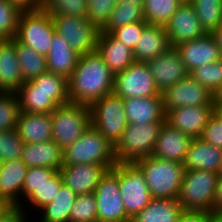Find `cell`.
Returning <instances> with one entry per match:
<instances>
[{"instance_id": "43", "label": "cell", "mask_w": 222, "mask_h": 222, "mask_svg": "<svg viewBox=\"0 0 222 222\" xmlns=\"http://www.w3.org/2000/svg\"><path fill=\"white\" fill-rule=\"evenodd\" d=\"M21 11L6 0H0V40L15 38Z\"/></svg>"}, {"instance_id": "14", "label": "cell", "mask_w": 222, "mask_h": 222, "mask_svg": "<svg viewBox=\"0 0 222 222\" xmlns=\"http://www.w3.org/2000/svg\"><path fill=\"white\" fill-rule=\"evenodd\" d=\"M164 27L173 48L206 34L189 2H183Z\"/></svg>"}, {"instance_id": "2", "label": "cell", "mask_w": 222, "mask_h": 222, "mask_svg": "<svg viewBox=\"0 0 222 222\" xmlns=\"http://www.w3.org/2000/svg\"><path fill=\"white\" fill-rule=\"evenodd\" d=\"M135 164L144 173L152 198L177 199L183 181V163L148 156Z\"/></svg>"}, {"instance_id": "54", "label": "cell", "mask_w": 222, "mask_h": 222, "mask_svg": "<svg viewBox=\"0 0 222 222\" xmlns=\"http://www.w3.org/2000/svg\"><path fill=\"white\" fill-rule=\"evenodd\" d=\"M213 102H222V85L213 95Z\"/></svg>"}, {"instance_id": "11", "label": "cell", "mask_w": 222, "mask_h": 222, "mask_svg": "<svg viewBox=\"0 0 222 222\" xmlns=\"http://www.w3.org/2000/svg\"><path fill=\"white\" fill-rule=\"evenodd\" d=\"M55 31L62 35L69 46L80 56L97 50L100 30L88 18L51 15Z\"/></svg>"}, {"instance_id": "1", "label": "cell", "mask_w": 222, "mask_h": 222, "mask_svg": "<svg viewBox=\"0 0 222 222\" xmlns=\"http://www.w3.org/2000/svg\"><path fill=\"white\" fill-rule=\"evenodd\" d=\"M114 74L97 51L79 56L76 68L68 79L70 103L90 106L113 92Z\"/></svg>"}, {"instance_id": "53", "label": "cell", "mask_w": 222, "mask_h": 222, "mask_svg": "<svg viewBox=\"0 0 222 222\" xmlns=\"http://www.w3.org/2000/svg\"><path fill=\"white\" fill-rule=\"evenodd\" d=\"M11 207V205L3 200L0 199V218L5 214V212Z\"/></svg>"}, {"instance_id": "16", "label": "cell", "mask_w": 222, "mask_h": 222, "mask_svg": "<svg viewBox=\"0 0 222 222\" xmlns=\"http://www.w3.org/2000/svg\"><path fill=\"white\" fill-rule=\"evenodd\" d=\"M214 106H186L169 110L165 122L192 139L200 138Z\"/></svg>"}, {"instance_id": "19", "label": "cell", "mask_w": 222, "mask_h": 222, "mask_svg": "<svg viewBox=\"0 0 222 222\" xmlns=\"http://www.w3.org/2000/svg\"><path fill=\"white\" fill-rule=\"evenodd\" d=\"M192 138L164 122L152 156L183 163Z\"/></svg>"}, {"instance_id": "46", "label": "cell", "mask_w": 222, "mask_h": 222, "mask_svg": "<svg viewBox=\"0 0 222 222\" xmlns=\"http://www.w3.org/2000/svg\"><path fill=\"white\" fill-rule=\"evenodd\" d=\"M147 22H136L113 29L110 34L117 40L121 41L131 49L135 47L140 40L144 27Z\"/></svg>"}, {"instance_id": "37", "label": "cell", "mask_w": 222, "mask_h": 222, "mask_svg": "<svg viewBox=\"0 0 222 222\" xmlns=\"http://www.w3.org/2000/svg\"><path fill=\"white\" fill-rule=\"evenodd\" d=\"M31 82L39 90L54 92V101L59 106L70 102L68 95V80L63 76L47 71Z\"/></svg>"}, {"instance_id": "45", "label": "cell", "mask_w": 222, "mask_h": 222, "mask_svg": "<svg viewBox=\"0 0 222 222\" xmlns=\"http://www.w3.org/2000/svg\"><path fill=\"white\" fill-rule=\"evenodd\" d=\"M57 172L55 169L45 167H30L27 170L22 188L21 204L42 184L49 182V179Z\"/></svg>"}, {"instance_id": "23", "label": "cell", "mask_w": 222, "mask_h": 222, "mask_svg": "<svg viewBox=\"0 0 222 222\" xmlns=\"http://www.w3.org/2000/svg\"><path fill=\"white\" fill-rule=\"evenodd\" d=\"M0 199L11 206L21 205L22 188L28 167L21 160L1 163Z\"/></svg>"}, {"instance_id": "41", "label": "cell", "mask_w": 222, "mask_h": 222, "mask_svg": "<svg viewBox=\"0 0 222 222\" xmlns=\"http://www.w3.org/2000/svg\"><path fill=\"white\" fill-rule=\"evenodd\" d=\"M24 146L16 129L0 131V162L21 160Z\"/></svg>"}, {"instance_id": "32", "label": "cell", "mask_w": 222, "mask_h": 222, "mask_svg": "<svg viewBox=\"0 0 222 222\" xmlns=\"http://www.w3.org/2000/svg\"><path fill=\"white\" fill-rule=\"evenodd\" d=\"M64 183L60 171H57L50 179L49 182H46L39 186L35 192H33L21 205L20 207L35 217V212H39L43 207L52 202L56 194H58L61 185ZM26 202V203H25ZM28 204V205H27ZM34 210V211H33ZM38 210V211H37Z\"/></svg>"}, {"instance_id": "51", "label": "cell", "mask_w": 222, "mask_h": 222, "mask_svg": "<svg viewBox=\"0 0 222 222\" xmlns=\"http://www.w3.org/2000/svg\"><path fill=\"white\" fill-rule=\"evenodd\" d=\"M213 213H222V173H219L215 197L213 201Z\"/></svg>"}, {"instance_id": "17", "label": "cell", "mask_w": 222, "mask_h": 222, "mask_svg": "<svg viewBox=\"0 0 222 222\" xmlns=\"http://www.w3.org/2000/svg\"><path fill=\"white\" fill-rule=\"evenodd\" d=\"M179 52L185 67L192 70L222 59L221 51L211 34L182 43L175 47Z\"/></svg>"}, {"instance_id": "48", "label": "cell", "mask_w": 222, "mask_h": 222, "mask_svg": "<svg viewBox=\"0 0 222 222\" xmlns=\"http://www.w3.org/2000/svg\"><path fill=\"white\" fill-rule=\"evenodd\" d=\"M29 215L20 206H11L0 218V222H31L32 218Z\"/></svg>"}, {"instance_id": "56", "label": "cell", "mask_w": 222, "mask_h": 222, "mask_svg": "<svg viewBox=\"0 0 222 222\" xmlns=\"http://www.w3.org/2000/svg\"><path fill=\"white\" fill-rule=\"evenodd\" d=\"M214 111L222 117V102H213Z\"/></svg>"}, {"instance_id": "15", "label": "cell", "mask_w": 222, "mask_h": 222, "mask_svg": "<svg viewBox=\"0 0 222 222\" xmlns=\"http://www.w3.org/2000/svg\"><path fill=\"white\" fill-rule=\"evenodd\" d=\"M147 64L160 93L189 74L179 52L173 47Z\"/></svg>"}, {"instance_id": "30", "label": "cell", "mask_w": 222, "mask_h": 222, "mask_svg": "<svg viewBox=\"0 0 222 222\" xmlns=\"http://www.w3.org/2000/svg\"><path fill=\"white\" fill-rule=\"evenodd\" d=\"M184 209L177 199L152 198L149 204L133 218L132 222H176Z\"/></svg>"}, {"instance_id": "38", "label": "cell", "mask_w": 222, "mask_h": 222, "mask_svg": "<svg viewBox=\"0 0 222 222\" xmlns=\"http://www.w3.org/2000/svg\"><path fill=\"white\" fill-rule=\"evenodd\" d=\"M39 7L51 15L87 18V0H40Z\"/></svg>"}, {"instance_id": "28", "label": "cell", "mask_w": 222, "mask_h": 222, "mask_svg": "<svg viewBox=\"0 0 222 222\" xmlns=\"http://www.w3.org/2000/svg\"><path fill=\"white\" fill-rule=\"evenodd\" d=\"M16 130L25 144L52 140L51 115L20 112Z\"/></svg>"}, {"instance_id": "55", "label": "cell", "mask_w": 222, "mask_h": 222, "mask_svg": "<svg viewBox=\"0 0 222 222\" xmlns=\"http://www.w3.org/2000/svg\"><path fill=\"white\" fill-rule=\"evenodd\" d=\"M209 222H222V213H210Z\"/></svg>"}, {"instance_id": "26", "label": "cell", "mask_w": 222, "mask_h": 222, "mask_svg": "<svg viewBox=\"0 0 222 222\" xmlns=\"http://www.w3.org/2000/svg\"><path fill=\"white\" fill-rule=\"evenodd\" d=\"M79 56L69 46L67 40L55 32L51 48L46 55L47 70L68 80L76 68Z\"/></svg>"}, {"instance_id": "42", "label": "cell", "mask_w": 222, "mask_h": 222, "mask_svg": "<svg viewBox=\"0 0 222 222\" xmlns=\"http://www.w3.org/2000/svg\"><path fill=\"white\" fill-rule=\"evenodd\" d=\"M69 222H97V203L94 193L77 196L71 208Z\"/></svg>"}, {"instance_id": "52", "label": "cell", "mask_w": 222, "mask_h": 222, "mask_svg": "<svg viewBox=\"0 0 222 222\" xmlns=\"http://www.w3.org/2000/svg\"><path fill=\"white\" fill-rule=\"evenodd\" d=\"M211 35L215 39L216 44L220 49L222 55V24L215 31H213Z\"/></svg>"}, {"instance_id": "24", "label": "cell", "mask_w": 222, "mask_h": 222, "mask_svg": "<svg viewBox=\"0 0 222 222\" xmlns=\"http://www.w3.org/2000/svg\"><path fill=\"white\" fill-rule=\"evenodd\" d=\"M222 149L204 142L201 138L192 139L183 165L185 170H205L219 173Z\"/></svg>"}, {"instance_id": "36", "label": "cell", "mask_w": 222, "mask_h": 222, "mask_svg": "<svg viewBox=\"0 0 222 222\" xmlns=\"http://www.w3.org/2000/svg\"><path fill=\"white\" fill-rule=\"evenodd\" d=\"M182 3L181 0H145L143 5L145 22L165 26Z\"/></svg>"}, {"instance_id": "9", "label": "cell", "mask_w": 222, "mask_h": 222, "mask_svg": "<svg viewBox=\"0 0 222 222\" xmlns=\"http://www.w3.org/2000/svg\"><path fill=\"white\" fill-rule=\"evenodd\" d=\"M97 222H129L118 183V163L100 179L94 191Z\"/></svg>"}, {"instance_id": "35", "label": "cell", "mask_w": 222, "mask_h": 222, "mask_svg": "<svg viewBox=\"0 0 222 222\" xmlns=\"http://www.w3.org/2000/svg\"><path fill=\"white\" fill-rule=\"evenodd\" d=\"M189 3L206 34H211L222 24V0H191Z\"/></svg>"}, {"instance_id": "5", "label": "cell", "mask_w": 222, "mask_h": 222, "mask_svg": "<svg viewBox=\"0 0 222 222\" xmlns=\"http://www.w3.org/2000/svg\"><path fill=\"white\" fill-rule=\"evenodd\" d=\"M163 123L128 124L114 145L117 163H135L151 156Z\"/></svg>"}, {"instance_id": "34", "label": "cell", "mask_w": 222, "mask_h": 222, "mask_svg": "<svg viewBox=\"0 0 222 222\" xmlns=\"http://www.w3.org/2000/svg\"><path fill=\"white\" fill-rule=\"evenodd\" d=\"M136 22H145L143 6L132 1H120L117 2L116 7L111 12L108 22L100 32L110 33L117 27Z\"/></svg>"}, {"instance_id": "40", "label": "cell", "mask_w": 222, "mask_h": 222, "mask_svg": "<svg viewBox=\"0 0 222 222\" xmlns=\"http://www.w3.org/2000/svg\"><path fill=\"white\" fill-rule=\"evenodd\" d=\"M20 112L17 94L0 92V131L16 129Z\"/></svg>"}, {"instance_id": "59", "label": "cell", "mask_w": 222, "mask_h": 222, "mask_svg": "<svg viewBox=\"0 0 222 222\" xmlns=\"http://www.w3.org/2000/svg\"><path fill=\"white\" fill-rule=\"evenodd\" d=\"M182 2H190L191 0H181Z\"/></svg>"}, {"instance_id": "4", "label": "cell", "mask_w": 222, "mask_h": 222, "mask_svg": "<svg viewBox=\"0 0 222 222\" xmlns=\"http://www.w3.org/2000/svg\"><path fill=\"white\" fill-rule=\"evenodd\" d=\"M219 173L185 170L177 200L184 211L213 212Z\"/></svg>"}, {"instance_id": "27", "label": "cell", "mask_w": 222, "mask_h": 222, "mask_svg": "<svg viewBox=\"0 0 222 222\" xmlns=\"http://www.w3.org/2000/svg\"><path fill=\"white\" fill-rule=\"evenodd\" d=\"M21 161L28 167H45L60 171L63 150L53 141L25 144Z\"/></svg>"}, {"instance_id": "10", "label": "cell", "mask_w": 222, "mask_h": 222, "mask_svg": "<svg viewBox=\"0 0 222 222\" xmlns=\"http://www.w3.org/2000/svg\"><path fill=\"white\" fill-rule=\"evenodd\" d=\"M118 183L126 214L133 218L152 199L144 173L135 163H118Z\"/></svg>"}, {"instance_id": "31", "label": "cell", "mask_w": 222, "mask_h": 222, "mask_svg": "<svg viewBox=\"0 0 222 222\" xmlns=\"http://www.w3.org/2000/svg\"><path fill=\"white\" fill-rule=\"evenodd\" d=\"M77 196L63 183L55 199L36 213L33 222H36L38 216H40L39 220L37 219L39 222H69L71 208Z\"/></svg>"}, {"instance_id": "58", "label": "cell", "mask_w": 222, "mask_h": 222, "mask_svg": "<svg viewBox=\"0 0 222 222\" xmlns=\"http://www.w3.org/2000/svg\"><path fill=\"white\" fill-rule=\"evenodd\" d=\"M219 173H222V159H221V166H220V169H219Z\"/></svg>"}, {"instance_id": "21", "label": "cell", "mask_w": 222, "mask_h": 222, "mask_svg": "<svg viewBox=\"0 0 222 222\" xmlns=\"http://www.w3.org/2000/svg\"><path fill=\"white\" fill-rule=\"evenodd\" d=\"M96 51L114 75L135 62L133 49L115 39L110 33H99Z\"/></svg>"}, {"instance_id": "6", "label": "cell", "mask_w": 222, "mask_h": 222, "mask_svg": "<svg viewBox=\"0 0 222 222\" xmlns=\"http://www.w3.org/2000/svg\"><path fill=\"white\" fill-rule=\"evenodd\" d=\"M89 108L91 125L115 145L129 124L124 99L111 92L93 102Z\"/></svg>"}, {"instance_id": "50", "label": "cell", "mask_w": 222, "mask_h": 222, "mask_svg": "<svg viewBox=\"0 0 222 222\" xmlns=\"http://www.w3.org/2000/svg\"><path fill=\"white\" fill-rule=\"evenodd\" d=\"M20 11H32L39 8L40 0H6Z\"/></svg>"}, {"instance_id": "13", "label": "cell", "mask_w": 222, "mask_h": 222, "mask_svg": "<svg viewBox=\"0 0 222 222\" xmlns=\"http://www.w3.org/2000/svg\"><path fill=\"white\" fill-rule=\"evenodd\" d=\"M161 96L165 114L179 107L214 106L212 93L189 74L166 88Z\"/></svg>"}, {"instance_id": "25", "label": "cell", "mask_w": 222, "mask_h": 222, "mask_svg": "<svg viewBox=\"0 0 222 222\" xmlns=\"http://www.w3.org/2000/svg\"><path fill=\"white\" fill-rule=\"evenodd\" d=\"M129 124L164 123L162 97L123 98Z\"/></svg>"}, {"instance_id": "47", "label": "cell", "mask_w": 222, "mask_h": 222, "mask_svg": "<svg viewBox=\"0 0 222 222\" xmlns=\"http://www.w3.org/2000/svg\"><path fill=\"white\" fill-rule=\"evenodd\" d=\"M200 138L204 142L222 149V117L215 111L210 116Z\"/></svg>"}, {"instance_id": "18", "label": "cell", "mask_w": 222, "mask_h": 222, "mask_svg": "<svg viewBox=\"0 0 222 222\" xmlns=\"http://www.w3.org/2000/svg\"><path fill=\"white\" fill-rule=\"evenodd\" d=\"M106 171L102 165L92 163L63 165L60 168L64 184L77 195L94 193Z\"/></svg>"}, {"instance_id": "22", "label": "cell", "mask_w": 222, "mask_h": 222, "mask_svg": "<svg viewBox=\"0 0 222 222\" xmlns=\"http://www.w3.org/2000/svg\"><path fill=\"white\" fill-rule=\"evenodd\" d=\"M171 47L163 25L147 24L143 29L140 40L133 48V56L136 62L147 63L149 60L165 53Z\"/></svg>"}, {"instance_id": "49", "label": "cell", "mask_w": 222, "mask_h": 222, "mask_svg": "<svg viewBox=\"0 0 222 222\" xmlns=\"http://www.w3.org/2000/svg\"><path fill=\"white\" fill-rule=\"evenodd\" d=\"M210 212L184 211L176 222H209Z\"/></svg>"}, {"instance_id": "39", "label": "cell", "mask_w": 222, "mask_h": 222, "mask_svg": "<svg viewBox=\"0 0 222 222\" xmlns=\"http://www.w3.org/2000/svg\"><path fill=\"white\" fill-rule=\"evenodd\" d=\"M189 75L214 95L222 85V59L198 67Z\"/></svg>"}, {"instance_id": "44", "label": "cell", "mask_w": 222, "mask_h": 222, "mask_svg": "<svg viewBox=\"0 0 222 222\" xmlns=\"http://www.w3.org/2000/svg\"><path fill=\"white\" fill-rule=\"evenodd\" d=\"M116 0H87V18L99 30H101L116 7Z\"/></svg>"}, {"instance_id": "3", "label": "cell", "mask_w": 222, "mask_h": 222, "mask_svg": "<svg viewBox=\"0 0 222 222\" xmlns=\"http://www.w3.org/2000/svg\"><path fill=\"white\" fill-rule=\"evenodd\" d=\"M102 165L107 170L116 165L114 145L90 125L73 144L63 150V165Z\"/></svg>"}, {"instance_id": "8", "label": "cell", "mask_w": 222, "mask_h": 222, "mask_svg": "<svg viewBox=\"0 0 222 222\" xmlns=\"http://www.w3.org/2000/svg\"><path fill=\"white\" fill-rule=\"evenodd\" d=\"M55 32L51 14L39 7L32 11H21L15 39L46 56Z\"/></svg>"}, {"instance_id": "57", "label": "cell", "mask_w": 222, "mask_h": 222, "mask_svg": "<svg viewBox=\"0 0 222 222\" xmlns=\"http://www.w3.org/2000/svg\"><path fill=\"white\" fill-rule=\"evenodd\" d=\"M116 1L117 2H120V1H132V2H134L136 4H138V5H141V6H143L144 3H145V0H116Z\"/></svg>"}, {"instance_id": "29", "label": "cell", "mask_w": 222, "mask_h": 222, "mask_svg": "<svg viewBox=\"0 0 222 222\" xmlns=\"http://www.w3.org/2000/svg\"><path fill=\"white\" fill-rule=\"evenodd\" d=\"M21 112L51 114L59 105L54 101V92L39 90L31 82H24L16 92Z\"/></svg>"}, {"instance_id": "33", "label": "cell", "mask_w": 222, "mask_h": 222, "mask_svg": "<svg viewBox=\"0 0 222 222\" xmlns=\"http://www.w3.org/2000/svg\"><path fill=\"white\" fill-rule=\"evenodd\" d=\"M16 52L24 82L32 81L47 72L46 56L16 40Z\"/></svg>"}, {"instance_id": "12", "label": "cell", "mask_w": 222, "mask_h": 222, "mask_svg": "<svg viewBox=\"0 0 222 222\" xmlns=\"http://www.w3.org/2000/svg\"><path fill=\"white\" fill-rule=\"evenodd\" d=\"M113 92L122 98L162 97L148 64L136 61L114 75Z\"/></svg>"}, {"instance_id": "20", "label": "cell", "mask_w": 222, "mask_h": 222, "mask_svg": "<svg viewBox=\"0 0 222 222\" xmlns=\"http://www.w3.org/2000/svg\"><path fill=\"white\" fill-rule=\"evenodd\" d=\"M23 83L16 52V39L0 40V92L16 93Z\"/></svg>"}, {"instance_id": "7", "label": "cell", "mask_w": 222, "mask_h": 222, "mask_svg": "<svg viewBox=\"0 0 222 222\" xmlns=\"http://www.w3.org/2000/svg\"><path fill=\"white\" fill-rule=\"evenodd\" d=\"M52 140L65 150L91 125L90 108L68 103L58 106L51 114Z\"/></svg>"}]
</instances>
